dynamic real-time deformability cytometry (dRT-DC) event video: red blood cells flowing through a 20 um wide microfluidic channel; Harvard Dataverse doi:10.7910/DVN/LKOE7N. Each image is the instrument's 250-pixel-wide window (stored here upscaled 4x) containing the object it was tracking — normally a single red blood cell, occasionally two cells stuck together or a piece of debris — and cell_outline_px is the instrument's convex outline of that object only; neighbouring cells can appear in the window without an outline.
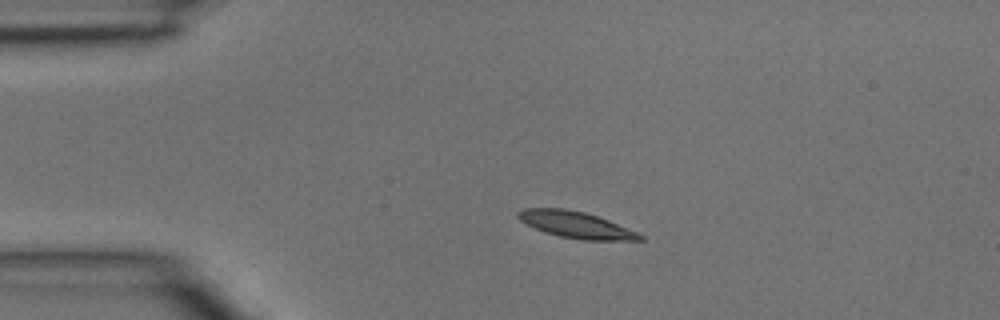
{"species": "common noctule bat (a hibernating species)", "species_latin": "Nyctalus noctula", "temperature_condition": "room temperature", "stored_images_in_passage": 3, "camera_frame_rate_fps": 3000, "um_per_image_px": 0.085, "animal": {"sex": "male", "body_mass_g": 15.6}, "frame": {"image": 1, "passage_image": 2, "time_ms": 0.333, "image_size_px": [1000, 320], "cell_outline_px": [[644, 240], [584, 240], [560, 236], [544, 232], [520, 220], [516, 216], [516, 212], [524, 208], [564, 208], [584, 212], [608, 220], [636, 232], [644, 236]], "centroid_in_image_um": [48.93, 19.1], "position_along_channel_um": 36.1, "area_um2": 18.55}}